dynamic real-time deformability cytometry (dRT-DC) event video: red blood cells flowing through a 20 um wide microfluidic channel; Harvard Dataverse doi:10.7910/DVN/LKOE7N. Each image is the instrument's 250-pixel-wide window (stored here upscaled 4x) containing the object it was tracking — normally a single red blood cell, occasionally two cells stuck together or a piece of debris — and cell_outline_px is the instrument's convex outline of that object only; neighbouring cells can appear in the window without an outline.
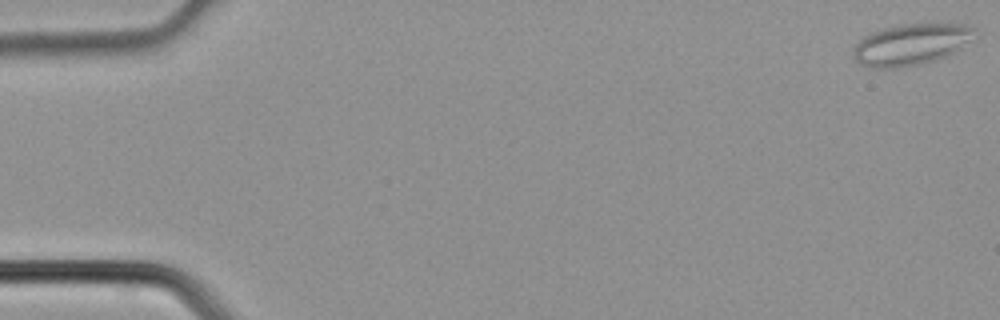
{"species": "common noctule bat (a hibernating species)", "species_latin": "Nyctalus noctula", "temperature_condition": "cold", "stored_images_in_passage": 4, "camera_frame_rate_fps": 3000, "um_per_image_px": 0.085, "animal": {"sex": "male", "body_mass_g": 21.5, "forearm_length_mm": 52.0}, "frame": {"image": 1, "passage_image": 1, "time_ms": 0.0, "image_size_px": [1000, 320], "cell_outline_px": [[976, 28], [972, 40], [952, 52], [944, 56], [932, 60], [916, 64], [892, 68], [868, 68], [860, 64], [856, 60], [852, 48], [864, 36], [872, 32], [884, 28], [900, 24], [936, 20], [968, 24]], "centroid_in_image_um": [77.48, 3.7], "position_along_channel_um": 7.5, "area_um2": 29.82}}